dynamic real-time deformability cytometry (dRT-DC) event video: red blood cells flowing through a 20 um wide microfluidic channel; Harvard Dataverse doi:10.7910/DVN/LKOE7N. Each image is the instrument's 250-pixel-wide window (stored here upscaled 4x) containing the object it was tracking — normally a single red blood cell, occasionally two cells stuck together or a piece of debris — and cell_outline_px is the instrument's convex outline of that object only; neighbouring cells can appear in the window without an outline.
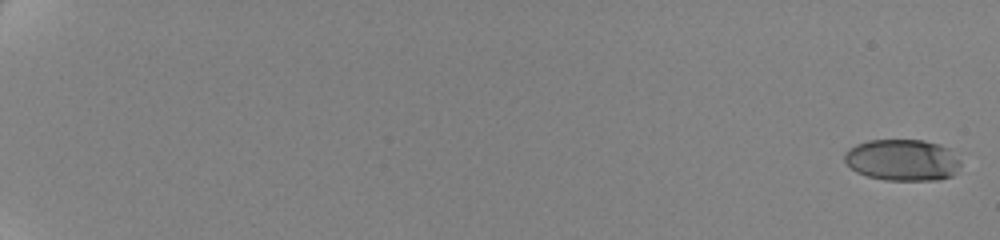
{"species": "human", "species_latin": "Homo sapiens", "temperature_condition": "cold", "stored_images_in_passage": 38, "camera_frame_rate_fps": 3000, "um_per_image_px": 0.085, "donor": {"sex": "female"}, "frame": {"image": 1, "passage_image": 1, "time_ms": 0.0, "image_size_px": [1000, 240], "cell_outline_px": [[960, 164], [956, 172], [952, 176], [940, 180], [884, 180], [868, 176], [856, 172], [844, 160], [844, 152], [848, 148], [856, 144], [868, 140], [924, 140], [940, 144], [948, 148], [960, 160]], "centroid_in_image_um": [76.7, 13.6], "position_along_channel_um": 8.3, "area_um2": 28.26}}
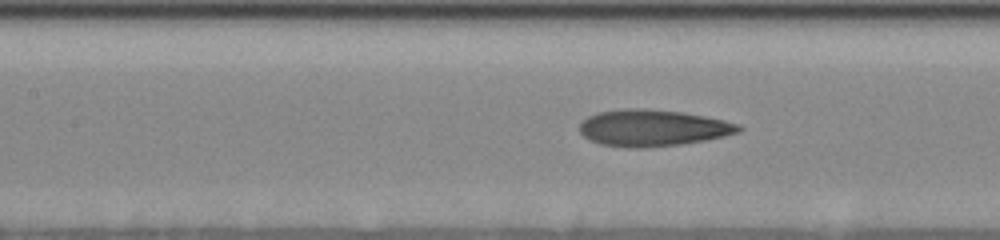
{"frame": {"image": 2, "passage_image": 21, "time_ms": 10.667, "image_size_px": [1000, 240], "cell_outline_px": [[744, 128], [740, 132], [724, 136], [684, 144], [644, 148], [624, 148], [600, 144], [588, 140], [580, 132], [580, 124], [588, 116], [596, 112], [624, 108], [644, 108], [684, 112], [724, 120], [740, 124]], "centroid_in_image_um": [55.48, 10.88], "position_along_channel_um": 151.9, "area_um2": 34.33}}
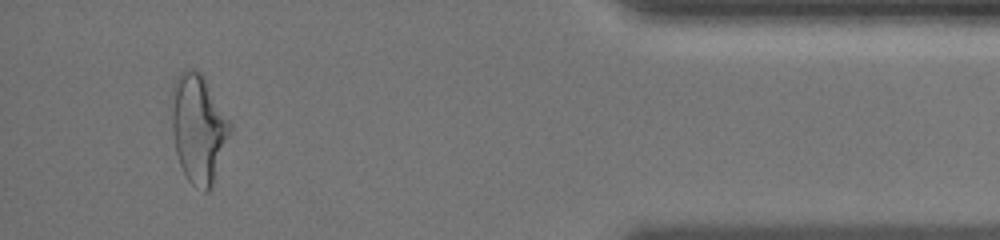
{"frame": {"image": 3, "passage_image": 37, "time_ms": 19.333, "image_size_px": [1000, 240], "cell_outline_px": [[232, 132], [212, 184], [208, 192], [204, 192], [192, 184], [188, 180], [180, 164], [176, 152], [172, 132], [168, 104], [172, 84], [176, 76], [184, 68], [196, 68], [204, 76], [232, 120]], "centroid_in_image_um": [16.85, 10.82], "position_along_channel_um": 418.4, "area_um2": 38.32}, "authors_computed_cell_mechanics": {"area_um2": 31.9923, "velocity_mm_per_s": 3.5119, "shape_relaxation_time_tau1_ms": 5.0197, "shape_relaxation_time_tau2_ms": 2.0068, "deformation_change_tau1": 0.191, "deformation_change_tau2": 0.1091}}